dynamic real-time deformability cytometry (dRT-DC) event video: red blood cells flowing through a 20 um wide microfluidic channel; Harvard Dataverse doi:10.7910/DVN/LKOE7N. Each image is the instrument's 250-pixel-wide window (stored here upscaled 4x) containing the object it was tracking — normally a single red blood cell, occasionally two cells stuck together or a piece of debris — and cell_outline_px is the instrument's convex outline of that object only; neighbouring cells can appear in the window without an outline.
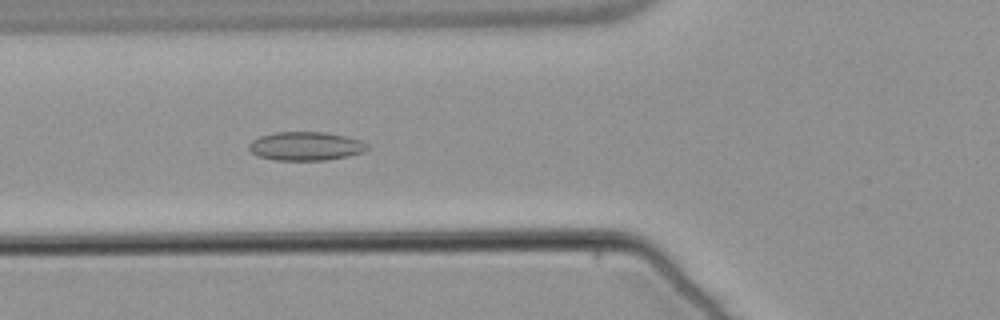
{"species": "common noctule bat (a hibernating species)", "species_latin": "Nyctalus noctula", "temperature_condition": "warm", "stored_images_in_passage": 52, "camera_frame_rate_fps": 3000, "um_per_image_px": 0.085, "animal": {"sex": "male", "body_mass_g": 21.5, "forearm_length_mm": 52.0}, "frame": {"image": 1, "passage_image": 18, "time_ms": 5.667, "image_size_px": [1000, 320], "cell_outline_px": [[368, 148], [360, 152], [348, 156], [324, 160], [276, 160], [260, 156], [252, 152], [248, 148], [248, 144], [252, 140], [260, 136], [276, 132], [324, 132], [344, 136], [360, 140], [368, 144]], "centroid_in_image_um": [25.96, 12.42], "position_along_channel_um": 99.8, "area_um2": 19.54}}
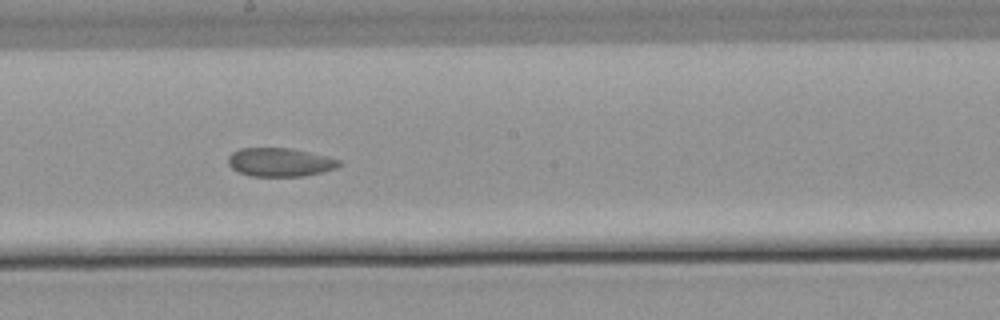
{"frame": {"image": 2, "passage_image": 28, "time_ms": 9.0, "image_size_px": [1000, 320], "cell_outline_px": [[340, 164], [336, 168], [304, 176], [252, 176], [240, 172], [232, 168], [228, 164], [228, 156], [232, 152], [240, 148], [288, 148], [308, 152], [340, 160]], "centroid_in_image_um": [23.75, 13.79], "position_along_channel_um": 224.4, "area_um2": 18.21}}
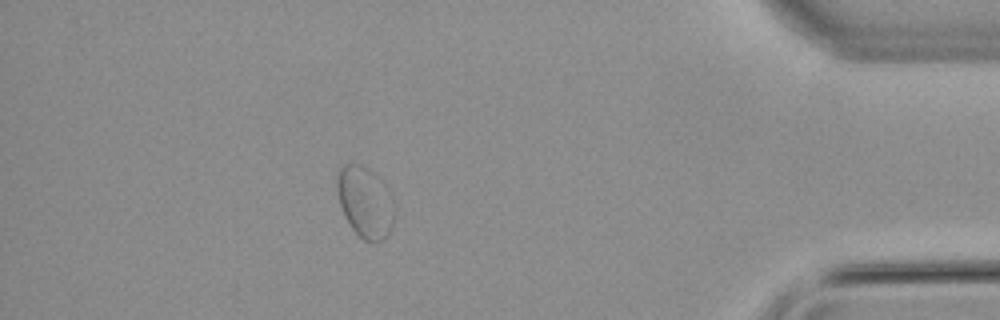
{"frame": {"image": 3, "passage_image": 46, "time_ms": 15.0, "image_size_px": [1000, 320], "cell_outline_px": [[396, 212], [392, 228], [384, 240], [364, 240], [352, 228], [344, 216], [340, 204], [336, 188], [336, 180], [340, 168], [344, 164], [360, 164], [368, 168], [380, 180], [396, 208]], "centroid_in_image_um": [31.03, 17.19], "position_along_channel_um": 404.2, "area_um2": 23.52}, "authors_computed_cell_mechanics": {"area_um2": 20.2878, "velocity_mm_per_s": 3.7408, "shape_relaxation_time_tau1_ms": null, "shape_relaxation_time_tau2_ms": 1.7906, "deformation_change_tau1": null, "deformation_change_tau2": 0.0534}}